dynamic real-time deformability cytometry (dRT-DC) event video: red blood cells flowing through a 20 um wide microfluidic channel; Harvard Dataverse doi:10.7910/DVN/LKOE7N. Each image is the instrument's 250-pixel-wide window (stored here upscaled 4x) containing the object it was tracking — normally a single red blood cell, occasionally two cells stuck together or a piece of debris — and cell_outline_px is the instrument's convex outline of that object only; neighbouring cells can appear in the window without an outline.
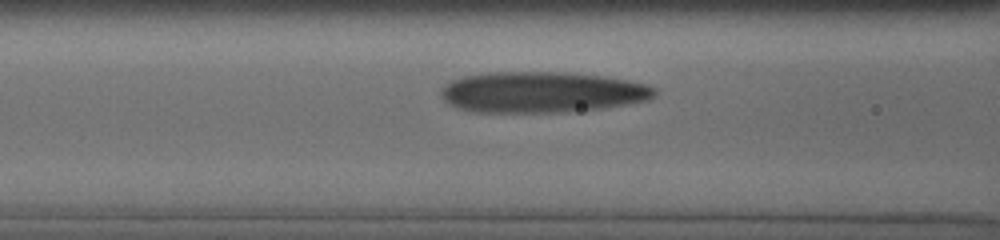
{"species": "human", "species_latin": "Homo sapiens", "temperature_condition": "cold", "stored_images_in_passage": 25, "camera_frame_rate_fps": 3000, "um_per_image_px": 0.085, "donor": {"sex": "male"}, "frame": {"image": 1, "passage_image": 15, "time_ms": 2.0, "image_size_px": [1000, 240], "cell_outline_px": [[656, 92], [648, 100], [604, 108], [560, 112], [472, 112], [456, 108], [448, 104], [440, 96], [440, 88], [444, 84], [452, 80], [464, 76], [488, 72], [564, 72], [600, 76], [628, 80], [648, 84], [656, 88]], "centroid_in_image_um": [46.0, 7.83], "position_along_channel_um": 120.6, "area_um2": 51.21}}
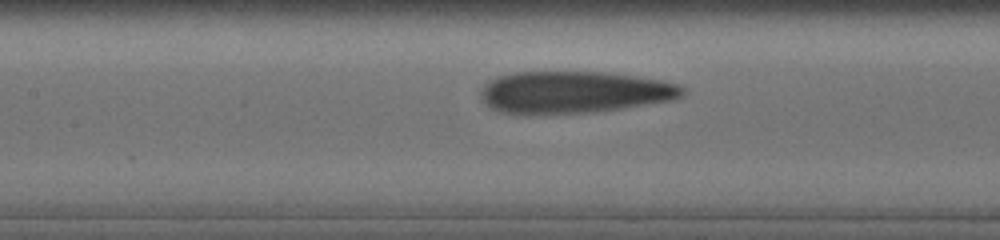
{"frame": {"image": 2, "passage_image": 23, "time_ms": 3.0, "image_size_px": [1000, 240], "cell_outline_px": [[684, 92], [680, 96], [672, 100], [620, 108], [592, 112], [528, 116], [516, 116], [500, 112], [492, 108], [480, 100], [480, 92], [484, 84], [488, 80], [496, 76], [512, 72], [604, 72], [664, 80], [680, 84], [684, 88]], "centroid_in_image_um": [48.69, 7.86], "position_along_channel_um": 158.7, "area_um2": 50.29}}